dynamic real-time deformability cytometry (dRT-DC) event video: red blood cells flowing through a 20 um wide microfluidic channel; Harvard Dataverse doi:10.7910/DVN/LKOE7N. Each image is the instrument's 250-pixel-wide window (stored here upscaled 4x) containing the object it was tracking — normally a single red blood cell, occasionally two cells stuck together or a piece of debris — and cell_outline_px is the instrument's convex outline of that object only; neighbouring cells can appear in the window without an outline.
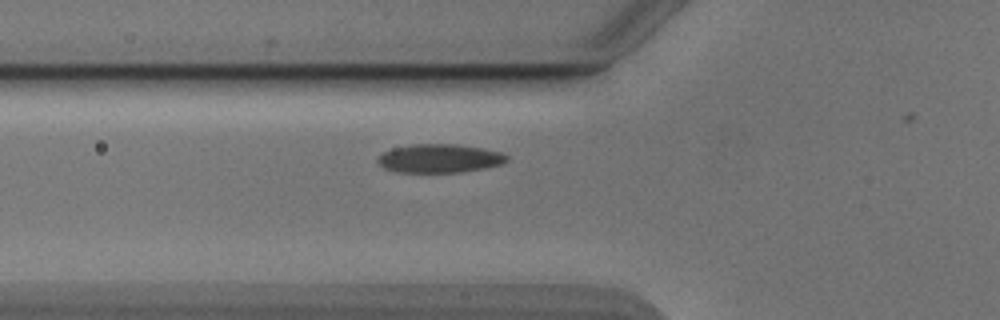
{"species": "Egyptian fruit bat (a non-hibernating species)", "species_latin": "Rousettus aegyptiacus", "temperature_condition": "cold", "stored_images_in_passage": 21, "camera_frame_rate_fps": 3000, "um_per_image_px": 0.085, "animal": {"sex": "male"}, "frame": {"image": 1, "passage_image": 16, "time_ms": 5.0, "image_size_px": [1000, 320], "cell_outline_px": [[508, 160], [500, 164], [484, 168], [460, 172], [396, 172], [384, 168], [376, 160], [376, 156], [392, 148], [412, 144], [456, 144], [504, 152], [508, 156]], "centroid_in_image_um": [37.33, 13.46], "position_along_channel_um": 88.5, "area_um2": 21.56}}
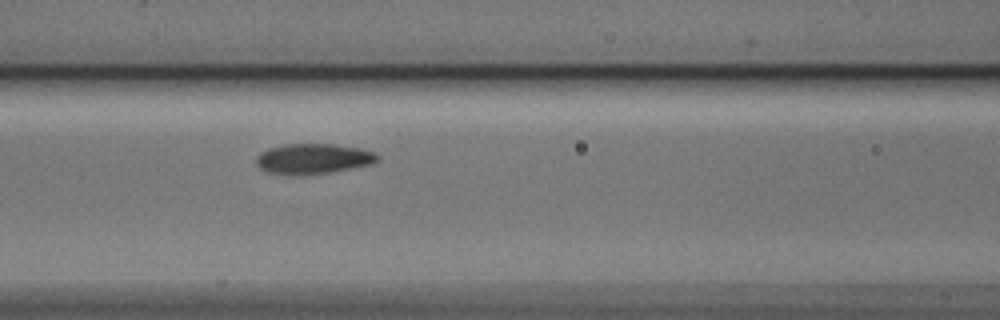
{"frame": {"image": 2, "passage_image": 20, "time_ms": 6.333, "image_size_px": [1000, 320], "cell_outline_px": [[380, 160], [372, 164], [352, 168], [328, 172], [300, 176], [288, 176], [264, 172], [256, 164], [256, 156], [260, 152], [268, 148], [284, 144], [336, 144], [360, 148], [376, 152], [380, 156]], "centroid_in_image_um": [26.6, 13.5], "position_along_channel_um": 140.0, "area_um2": 21.96}}